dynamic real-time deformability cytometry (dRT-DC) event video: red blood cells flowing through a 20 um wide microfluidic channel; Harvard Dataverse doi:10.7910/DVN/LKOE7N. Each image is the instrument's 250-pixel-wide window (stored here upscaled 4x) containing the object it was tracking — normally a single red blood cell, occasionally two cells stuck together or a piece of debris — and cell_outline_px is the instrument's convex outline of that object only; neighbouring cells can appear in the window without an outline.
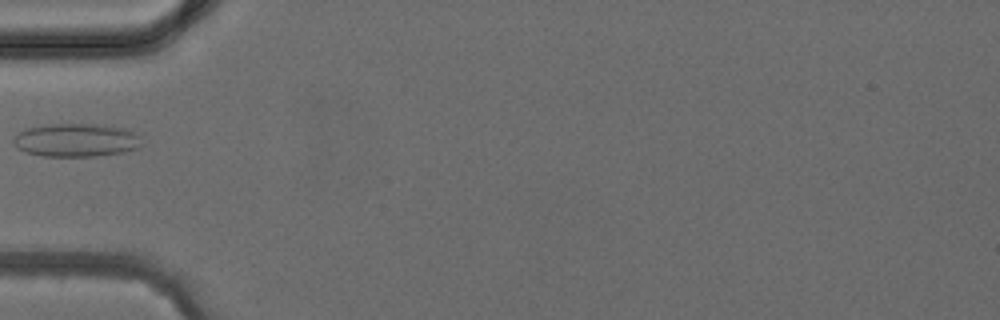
{"species": "common noctule bat (a hibernating species)", "species_latin": "Nyctalus noctula", "temperature_condition": "cold", "stored_images_in_passage": 5, "camera_frame_rate_fps": 3000, "um_per_image_px": 0.085, "animal": {"sex": "female", "body_mass_g": 24.6, "forearm_length_mm": 56.2}, "frame": {"image": 1, "passage_image": 5, "time_ms": 4.667, "image_size_px": [1000, 320], "cell_outline_px": [[140, 148], [124, 152], [96, 156], [44, 156], [24, 152], [16, 148], [12, 144], [12, 140], [24, 128], [48, 124], [104, 124], [128, 128], [140, 136]], "centroid_in_image_um": [6.48, 11.9], "position_along_channel_um": 78.5, "area_um2": 25.32}}